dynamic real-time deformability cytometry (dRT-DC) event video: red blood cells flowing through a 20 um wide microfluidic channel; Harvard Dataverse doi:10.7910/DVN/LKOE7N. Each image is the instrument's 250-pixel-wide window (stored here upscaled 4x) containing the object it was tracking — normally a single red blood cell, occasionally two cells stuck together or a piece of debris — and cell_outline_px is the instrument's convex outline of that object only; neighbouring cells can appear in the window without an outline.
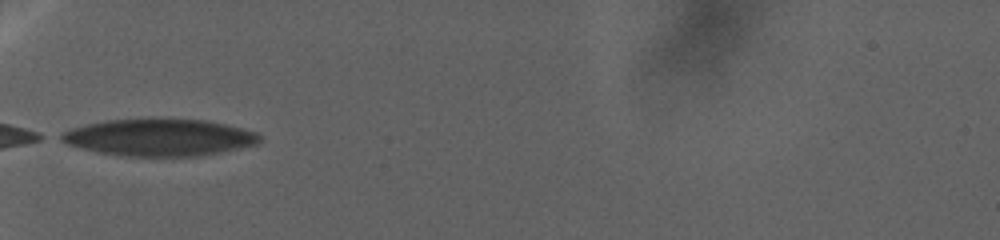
{"species": "human", "species_latin": "Homo sapiens", "temperature_condition": "warm", "stored_images_in_passage": 134, "camera_frame_rate_fps": 3000, "um_per_image_px": 0.085, "donor": {"sex": "female"}, "frame": {"image": 1, "passage_image": 1, "time_ms": 0.0, "image_size_px": [1000, 240], "cell_outline_px": [[260, 140], [256, 144], [220, 152], [196, 156], [120, 156], [80, 148], [68, 144], [60, 140], [56, 136], [72, 128], [88, 124], [108, 120], [148, 116], [156, 116], [204, 120], [224, 124], [256, 132], [260, 136]], "centroid_in_image_um": [13.49, 11.64], "position_along_channel_um": 71.5, "area_um2": 43.47}}
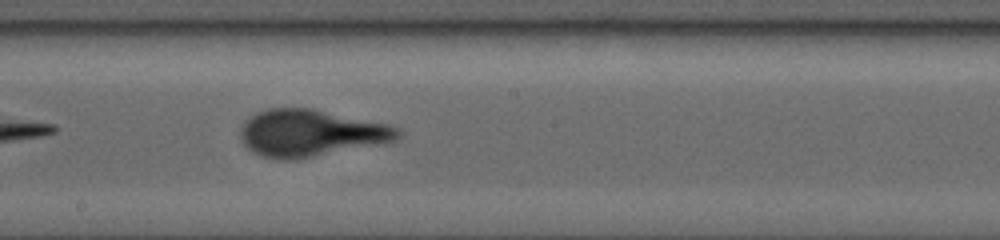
{"frame": {"image": 2, "passage_image": 75, "time_ms": 12.333, "image_size_px": [1000, 240], "cell_outline_px": [[404, 132], [396, 140], [384, 144], [296, 160], [280, 160], [260, 156], [252, 152], [240, 140], [240, 128], [244, 120], [256, 112], [268, 108], [312, 108], [388, 124], [400, 128]], "centroid_in_image_um": [26.41, 11.32], "position_along_channel_um": 221.8, "area_um2": 43.81}}
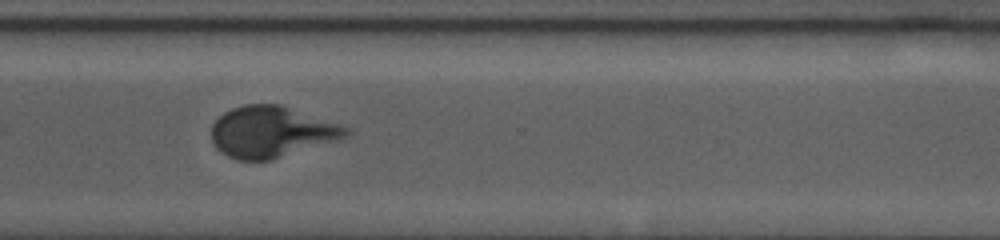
{"frame": {"image": 3, "passage_image": 133, "time_ms": 22.0, "image_size_px": [1000, 240], "cell_outline_px": [[352, 132], [348, 136], [340, 140], [272, 160], [236, 160], [220, 152], [216, 148], [212, 140], [212, 124], [224, 112], [232, 108], [244, 104], [280, 104], [352, 128]], "centroid_in_image_um": [23.11, 11.22], "position_along_channel_um": 347.5, "area_um2": 40.52}}